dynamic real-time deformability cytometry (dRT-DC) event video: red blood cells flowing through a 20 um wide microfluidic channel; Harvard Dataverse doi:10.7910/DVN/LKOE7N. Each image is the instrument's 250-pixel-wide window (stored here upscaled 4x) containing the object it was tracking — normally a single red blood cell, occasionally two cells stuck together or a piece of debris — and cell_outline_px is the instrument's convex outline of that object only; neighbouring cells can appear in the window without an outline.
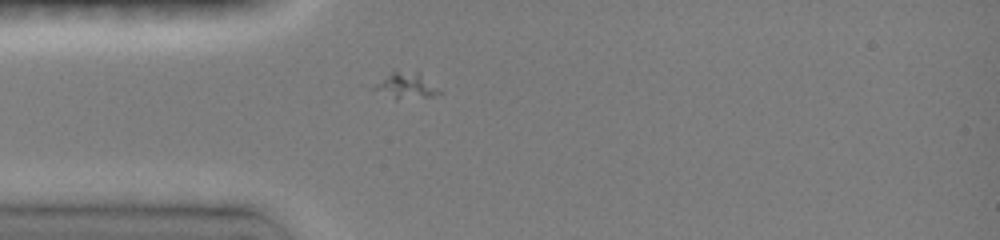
{"species": "common noctule bat (a hibernating species)", "species_latin": "Nyctalus noctula", "temperature_condition": "room temperature", "stored_images_in_passage": 13, "camera_frame_rate_fps": 3000, "um_per_image_px": 0.085, "animal": {"sex": "female", "body_mass_g": 19.0, "forearm_length_mm": 51.5}, "frame": {"image": 1, "passage_image": 10, "time_ms": 4.0, "image_size_px": [1000, 240], "cell_outline_px": [[444, 92], [432, 96], [396, 100], [372, 88], [392, 68], [396, 68], [420, 72]], "centroid_in_image_um": [34.54, 7.23], "position_along_channel_um": 50.5, "area_um2": 10.35}}